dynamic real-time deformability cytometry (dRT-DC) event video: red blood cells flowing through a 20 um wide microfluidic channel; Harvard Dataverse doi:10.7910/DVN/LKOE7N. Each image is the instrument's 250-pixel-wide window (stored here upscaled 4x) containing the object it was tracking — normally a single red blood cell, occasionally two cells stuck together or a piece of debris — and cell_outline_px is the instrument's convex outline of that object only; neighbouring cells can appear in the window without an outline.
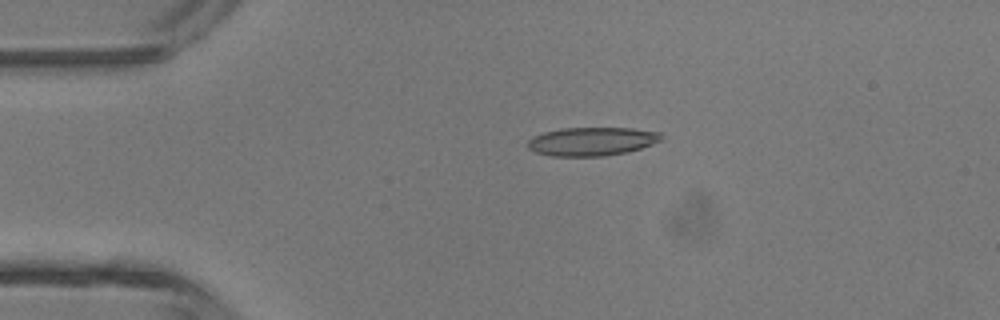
{"species": "common noctule bat (a hibernating species)", "species_latin": "Nyctalus noctula", "temperature_condition": "room temperature", "stored_images_in_passage": 3, "camera_frame_rate_fps": 3000, "um_per_image_px": 0.085, "animal": {"sex": "male", "body_mass_g": 13.3}, "frame": {"image": 1, "passage_image": 2, "time_ms": 0.333, "image_size_px": [1000, 320], "cell_outline_px": [[664, 136], [660, 140], [652, 144], [628, 152], [604, 156], [552, 156], [536, 152], [528, 148], [528, 140], [532, 136], [544, 132], [560, 128], [632, 128], [660, 132]], "centroid_in_image_um": [50.3, 12.01], "position_along_channel_um": 34.7, "area_um2": 22.25}}